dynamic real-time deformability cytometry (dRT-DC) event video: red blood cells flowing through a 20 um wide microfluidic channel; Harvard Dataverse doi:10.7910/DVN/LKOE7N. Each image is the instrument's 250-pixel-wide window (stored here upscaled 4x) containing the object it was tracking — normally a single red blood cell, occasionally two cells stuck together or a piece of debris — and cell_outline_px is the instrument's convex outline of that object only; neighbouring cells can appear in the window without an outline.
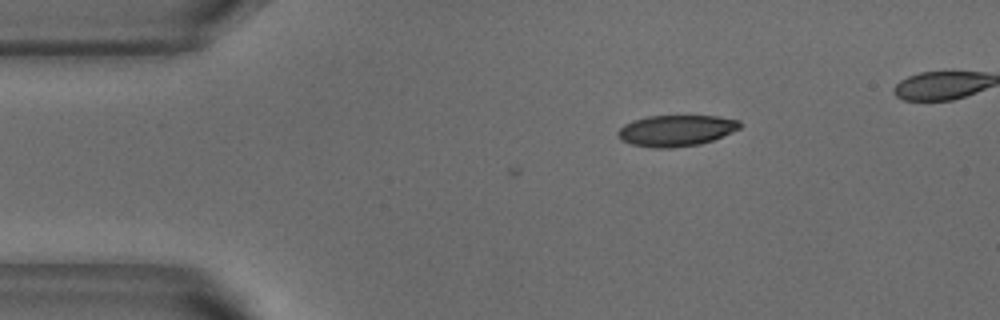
{"species": "common noctule bat (a hibernating species)", "species_latin": "Nyctalus noctula", "temperature_condition": "warm", "stored_images_in_passage": 4, "camera_frame_rate_fps": 3000, "um_per_image_px": 0.085, "animal": {"sex": "male", "body_mass_g": 18.8}, "frame": {"image": 1, "passage_image": 1, "time_ms": 0.0, "image_size_px": [1000, 320], "cell_outline_px": [[740, 128], [732, 132], [712, 140], [700, 144], [668, 148], [652, 148], [632, 144], [620, 140], [616, 132], [624, 124], [632, 120], [648, 116], [716, 116], [740, 120]], "centroid_in_image_um": [57.44, 11.1], "position_along_channel_um": 27.6, "area_um2": 22.14}}